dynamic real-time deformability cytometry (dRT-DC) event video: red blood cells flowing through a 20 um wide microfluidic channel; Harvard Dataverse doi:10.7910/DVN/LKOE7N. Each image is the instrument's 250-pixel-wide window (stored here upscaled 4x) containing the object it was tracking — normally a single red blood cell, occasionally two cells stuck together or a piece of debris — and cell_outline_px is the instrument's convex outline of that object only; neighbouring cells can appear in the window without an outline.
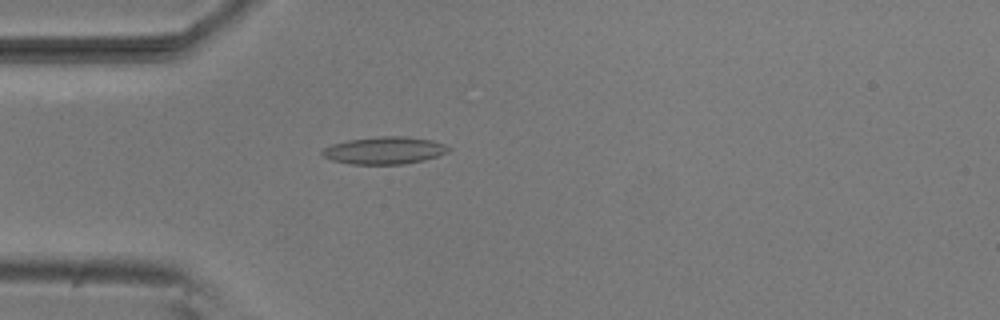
{"species": "common noctule bat (a hibernating species)", "species_latin": "Nyctalus noctula", "temperature_condition": "room temperature", "stored_images_in_passage": 53, "camera_frame_rate_fps": 3000, "um_per_image_px": 0.085, "animal": {"sex": "male", "body_mass_g": 20.5, "forearm_length_mm": 52.5}, "frame": {"image": 1, "passage_image": 15, "time_ms": 4.667, "image_size_px": [1000, 320], "cell_outline_px": [[452, 148], [448, 152], [424, 160], [404, 164], [352, 164], [332, 160], [324, 156], [320, 152], [324, 148], [332, 144], [348, 140], [380, 136], [404, 136], [432, 140], [444, 144]], "centroid_in_image_um": [32.69, 12.78], "position_along_channel_um": 52.3, "area_um2": 20.06}}
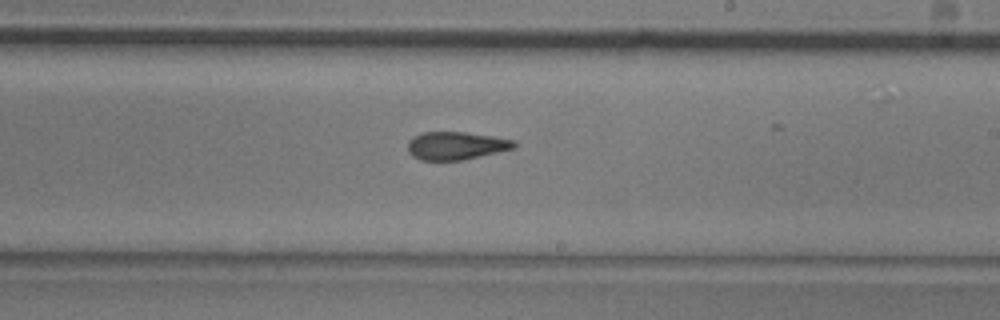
{"frame": {"image": 2, "passage_image": 31, "time_ms": 10.0, "image_size_px": [1000, 320], "cell_outline_px": [[516, 148], [480, 156], [460, 160], [420, 160], [412, 156], [408, 152], [408, 140], [412, 136], [424, 132], [464, 132], [492, 136], [512, 140], [516, 144]], "centroid_in_image_um": [38.72, 12.38], "position_along_channel_um": 250.3, "area_um2": 17.28}}
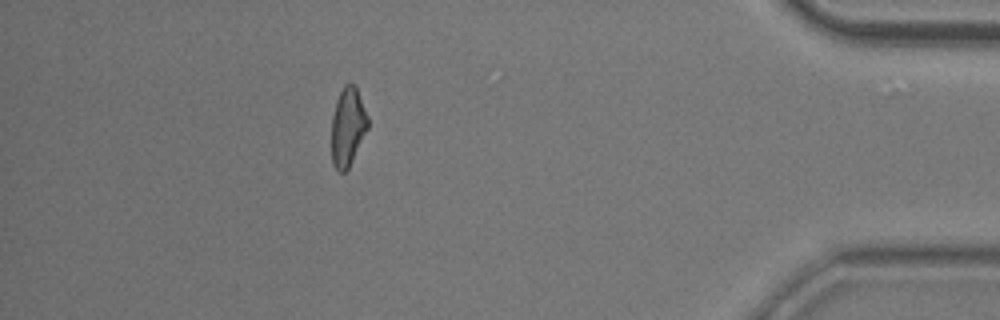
{"frame": {"image": 3, "passage_image": 47, "time_ms": 15.333, "image_size_px": [1000, 320], "cell_outline_px": [[368, 128], [348, 168], [344, 172], [340, 172], [332, 164], [332, 116], [336, 100], [344, 84], [356, 84], [368, 116]], "centroid_in_image_um": [29.56, 10.74], "position_along_channel_um": 405.6, "area_um2": 16.59}, "authors_computed_cell_mechanics": {"area_um2": 17.8602, "velocity_mm_per_s": 3.835, "shape_relaxation_time_tau1_ms": 9.0374, "shape_relaxation_time_tau2_ms": 2.2123, "deformation_change_tau1": 0.1807, "deformation_change_tau2": 0.1061}}